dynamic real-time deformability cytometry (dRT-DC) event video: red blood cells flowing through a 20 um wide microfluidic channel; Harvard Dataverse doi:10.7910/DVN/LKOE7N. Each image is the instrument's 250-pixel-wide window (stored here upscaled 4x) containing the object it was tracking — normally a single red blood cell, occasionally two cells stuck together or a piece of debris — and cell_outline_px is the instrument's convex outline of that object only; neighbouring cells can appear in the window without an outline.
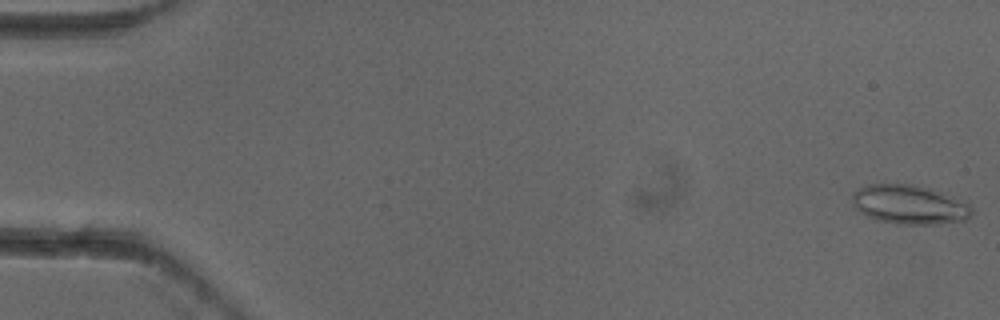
{"species": "common noctule bat (a hibernating species)", "species_latin": "Nyctalus noctula", "temperature_condition": "cold", "stored_images_in_passage": 6, "camera_frame_rate_fps": 3000, "um_per_image_px": 0.085, "animal": {"sex": "female"}, "frame": {"image": 1, "passage_image": 1, "time_ms": 0.0, "image_size_px": [1000, 320], "cell_outline_px": [[972, 212], [964, 220], [936, 224], [896, 224], [876, 220], [860, 212], [852, 204], [852, 192], [868, 184], [908, 184], [928, 188], [968, 204], [972, 208]], "centroid_in_image_um": [77.22, 17.4], "position_along_channel_um": 7.8, "area_um2": 26.82}}
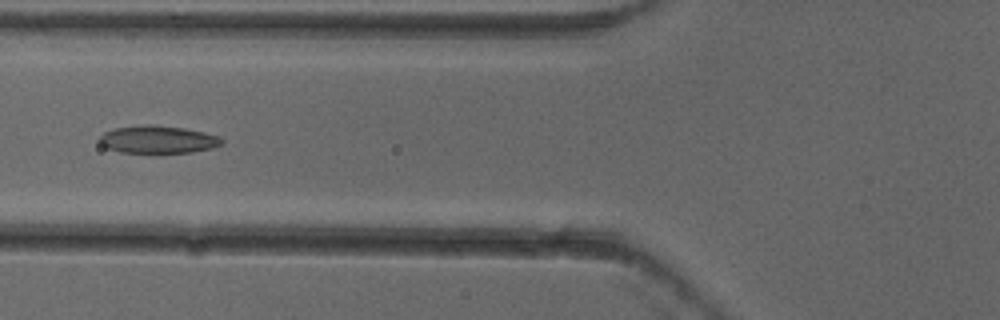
{"frame": {"image": 2, "passage_image": 6, "time_ms": 1.667, "image_size_px": [1000, 320], "cell_outline_px": [[224, 144], [212, 148], [192, 152], [120, 152], [108, 148], [100, 144], [100, 136], [104, 132], [112, 128], [140, 124], [152, 124], [184, 128], [204, 132], [220, 136], [224, 140]], "centroid_in_image_um": [13.44, 11.84], "position_along_channel_um": 112.4, "area_um2": 19.83}}